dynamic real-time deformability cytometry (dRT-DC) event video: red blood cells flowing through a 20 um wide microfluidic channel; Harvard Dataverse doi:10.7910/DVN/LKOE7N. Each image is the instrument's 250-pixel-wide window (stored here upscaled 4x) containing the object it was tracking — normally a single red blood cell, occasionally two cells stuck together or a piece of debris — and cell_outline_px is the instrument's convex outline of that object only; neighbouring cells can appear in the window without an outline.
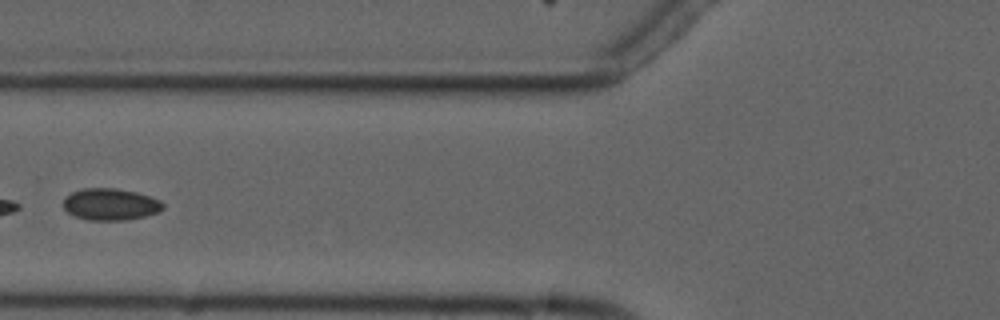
{"species": "common noctule bat (a hibernating species)", "species_latin": "Nyctalus noctula", "temperature_condition": "cold", "stored_images_in_passage": 7, "camera_frame_rate_fps": 3000, "um_per_image_px": 0.085, "animal": {"sex": "male", "forearm_length_mm": 52.5}, "frame": {"image": 1, "passage_image": 7, "time_ms": 6.667, "image_size_px": [1000, 320], "cell_outline_px": [[164, 208], [160, 212], [144, 216], [124, 220], [88, 220], [76, 216], [68, 212], [64, 208], [64, 196], [72, 192], [84, 188], [116, 188], [136, 192], [160, 200], [164, 204]], "centroid_in_image_um": [9.39, 17.36], "position_along_channel_um": 116.4, "area_um2": 18.44}}